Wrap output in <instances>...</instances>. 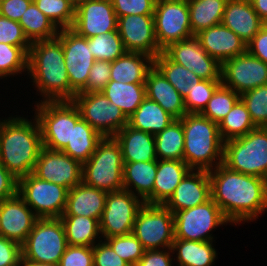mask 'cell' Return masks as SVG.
<instances>
[{"label":"cell","instance_id":"1","mask_svg":"<svg viewBox=\"0 0 267 266\" xmlns=\"http://www.w3.org/2000/svg\"><path fill=\"white\" fill-rule=\"evenodd\" d=\"M209 170L211 198L229 222L257 218L267 208V180L223 164Z\"/></svg>","mask_w":267,"mask_h":266},{"label":"cell","instance_id":"2","mask_svg":"<svg viewBox=\"0 0 267 266\" xmlns=\"http://www.w3.org/2000/svg\"><path fill=\"white\" fill-rule=\"evenodd\" d=\"M28 71L46 98L44 101H72L76 92L70 87L61 41L56 37L31 43Z\"/></svg>","mask_w":267,"mask_h":266},{"label":"cell","instance_id":"3","mask_svg":"<svg viewBox=\"0 0 267 266\" xmlns=\"http://www.w3.org/2000/svg\"><path fill=\"white\" fill-rule=\"evenodd\" d=\"M35 120V125L21 117L0 122V163L17 179L33 173L43 147Z\"/></svg>","mask_w":267,"mask_h":266},{"label":"cell","instance_id":"4","mask_svg":"<svg viewBox=\"0 0 267 266\" xmlns=\"http://www.w3.org/2000/svg\"><path fill=\"white\" fill-rule=\"evenodd\" d=\"M180 120L184 131L183 161L193 170L209 171L216 159L217 166L222 164L224 142L218 124L200 113H186Z\"/></svg>","mask_w":267,"mask_h":266},{"label":"cell","instance_id":"5","mask_svg":"<svg viewBox=\"0 0 267 266\" xmlns=\"http://www.w3.org/2000/svg\"><path fill=\"white\" fill-rule=\"evenodd\" d=\"M123 166L118 141L114 136L103 137L89 160L82 164V182L106 192L123 190Z\"/></svg>","mask_w":267,"mask_h":266},{"label":"cell","instance_id":"6","mask_svg":"<svg viewBox=\"0 0 267 266\" xmlns=\"http://www.w3.org/2000/svg\"><path fill=\"white\" fill-rule=\"evenodd\" d=\"M222 164L267 180V127H256L243 137L224 142Z\"/></svg>","mask_w":267,"mask_h":266},{"label":"cell","instance_id":"7","mask_svg":"<svg viewBox=\"0 0 267 266\" xmlns=\"http://www.w3.org/2000/svg\"><path fill=\"white\" fill-rule=\"evenodd\" d=\"M67 246L60 218H38L21 245L22 259L57 266Z\"/></svg>","mask_w":267,"mask_h":266},{"label":"cell","instance_id":"8","mask_svg":"<svg viewBox=\"0 0 267 266\" xmlns=\"http://www.w3.org/2000/svg\"><path fill=\"white\" fill-rule=\"evenodd\" d=\"M37 104L38 120L42 146L62 151L71 142L72 124H76L81 115L73 101H41Z\"/></svg>","mask_w":267,"mask_h":266},{"label":"cell","instance_id":"9","mask_svg":"<svg viewBox=\"0 0 267 266\" xmlns=\"http://www.w3.org/2000/svg\"><path fill=\"white\" fill-rule=\"evenodd\" d=\"M132 234L145 250L159 246L171 249L174 241V214L161 204H144L138 211Z\"/></svg>","mask_w":267,"mask_h":266},{"label":"cell","instance_id":"10","mask_svg":"<svg viewBox=\"0 0 267 266\" xmlns=\"http://www.w3.org/2000/svg\"><path fill=\"white\" fill-rule=\"evenodd\" d=\"M68 189L33 173L18 179L17 194L35 210L38 218H60L64 213Z\"/></svg>","mask_w":267,"mask_h":266},{"label":"cell","instance_id":"11","mask_svg":"<svg viewBox=\"0 0 267 266\" xmlns=\"http://www.w3.org/2000/svg\"><path fill=\"white\" fill-rule=\"evenodd\" d=\"M72 101L81 118L103 137L114 136L128 124L121 109L110 103L102 92L76 93Z\"/></svg>","mask_w":267,"mask_h":266},{"label":"cell","instance_id":"12","mask_svg":"<svg viewBox=\"0 0 267 266\" xmlns=\"http://www.w3.org/2000/svg\"><path fill=\"white\" fill-rule=\"evenodd\" d=\"M229 221L210 198L203 204L174 213V238L192 241H212L209 232Z\"/></svg>","mask_w":267,"mask_h":266},{"label":"cell","instance_id":"13","mask_svg":"<svg viewBox=\"0 0 267 266\" xmlns=\"http://www.w3.org/2000/svg\"><path fill=\"white\" fill-rule=\"evenodd\" d=\"M154 27L162 51L172 43L191 38L188 0H156Z\"/></svg>","mask_w":267,"mask_h":266},{"label":"cell","instance_id":"14","mask_svg":"<svg viewBox=\"0 0 267 266\" xmlns=\"http://www.w3.org/2000/svg\"><path fill=\"white\" fill-rule=\"evenodd\" d=\"M134 192H108L100 219V233L105 238L132 233L138 211L145 204Z\"/></svg>","mask_w":267,"mask_h":266},{"label":"cell","instance_id":"15","mask_svg":"<svg viewBox=\"0 0 267 266\" xmlns=\"http://www.w3.org/2000/svg\"><path fill=\"white\" fill-rule=\"evenodd\" d=\"M221 83L239 95L267 85V63L246 51L221 64Z\"/></svg>","mask_w":267,"mask_h":266},{"label":"cell","instance_id":"16","mask_svg":"<svg viewBox=\"0 0 267 266\" xmlns=\"http://www.w3.org/2000/svg\"><path fill=\"white\" fill-rule=\"evenodd\" d=\"M57 38L62 43L70 87L79 93L86 86L89 71L96 60L90 52L87 38L71 28L61 29Z\"/></svg>","mask_w":267,"mask_h":266},{"label":"cell","instance_id":"17","mask_svg":"<svg viewBox=\"0 0 267 266\" xmlns=\"http://www.w3.org/2000/svg\"><path fill=\"white\" fill-rule=\"evenodd\" d=\"M163 53L171 61L184 66L202 80H221V64L201 47L195 35L172 43Z\"/></svg>","mask_w":267,"mask_h":266},{"label":"cell","instance_id":"18","mask_svg":"<svg viewBox=\"0 0 267 266\" xmlns=\"http://www.w3.org/2000/svg\"><path fill=\"white\" fill-rule=\"evenodd\" d=\"M33 174L69 190L82 182V164L63 151L42 147Z\"/></svg>","mask_w":267,"mask_h":266},{"label":"cell","instance_id":"19","mask_svg":"<svg viewBox=\"0 0 267 266\" xmlns=\"http://www.w3.org/2000/svg\"><path fill=\"white\" fill-rule=\"evenodd\" d=\"M118 18L111 0H85L75 9L71 29L78 35L90 38L117 30Z\"/></svg>","mask_w":267,"mask_h":266},{"label":"cell","instance_id":"20","mask_svg":"<svg viewBox=\"0 0 267 266\" xmlns=\"http://www.w3.org/2000/svg\"><path fill=\"white\" fill-rule=\"evenodd\" d=\"M117 29L126 51L145 53L153 58L163 52L155 37L154 15L118 17Z\"/></svg>","mask_w":267,"mask_h":266},{"label":"cell","instance_id":"21","mask_svg":"<svg viewBox=\"0 0 267 266\" xmlns=\"http://www.w3.org/2000/svg\"><path fill=\"white\" fill-rule=\"evenodd\" d=\"M37 219L35 212L18 194L0 201V237L22 245Z\"/></svg>","mask_w":267,"mask_h":266},{"label":"cell","instance_id":"22","mask_svg":"<svg viewBox=\"0 0 267 266\" xmlns=\"http://www.w3.org/2000/svg\"><path fill=\"white\" fill-rule=\"evenodd\" d=\"M192 172V173H191ZM211 198L210 176L207 170H190L171 197L163 204L173 214L203 204Z\"/></svg>","mask_w":267,"mask_h":266},{"label":"cell","instance_id":"23","mask_svg":"<svg viewBox=\"0 0 267 266\" xmlns=\"http://www.w3.org/2000/svg\"><path fill=\"white\" fill-rule=\"evenodd\" d=\"M201 47L220 64L247 51L246 43L222 23L195 35Z\"/></svg>","mask_w":267,"mask_h":266},{"label":"cell","instance_id":"24","mask_svg":"<svg viewBox=\"0 0 267 266\" xmlns=\"http://www.w3.org/2000/svg\"><path fill=\"white\" fill-rule=\"evenodd\" d=\"M221 23L237 34L246 45L265 25L250 0H227Z\"/></svg>","mask_w":267,"mask_h":266},{"label":"cell","instance_id":"25","mask_svg":"<svg viewBox=\"0 0 267 266\" xmlns=\"http://www.w3.org/2000/svg\"><path fill=\"white\" fill-rule=\"evenodd\" d=\"M108 192L81 182L69 189L67 204L62 215H76L100 219L105 208Z\"/></svg>","mask_w":267,"mask_h":266},{"label":"cell","instance_id":"26","mask_svg":"<svg viewBox=\"0 0 267 266\" xmlns=\"http://www.w3.org/2000/svg\"><path fill=\"white\" fill-rule=\"evenodd\" d=\"M145 86L146 97L157 102L175 119H181L187 113L184 98L155 66L148 72Z\"/></svg>","mask_w":267,"mask_h":266},{"label":"cell","instance_id":"27","mask_svg":"<svg viewBox=\"0 0 267 266\" xmlns=\"http://www.w3.org/2000/svg\"><path fill=\"white\" fill-rule=\"evenodd\" d=\"M122 151L123 163L157 160L155 137L151 133L125 125L114 135Z\"/></svg>","mask_w":267,"mask_h":266},{"label":"cell","instance_id":"28","mask_svg":"<svg viewBox=\"0 0 267 266\" xmlns=\"http://www.w3.org/2000/svg\"><path fill=\"white\" fill-rule=\"evenodd\" d=\"M153 67L154 58L150 55L126 51L121 57L111 62L110 80L121 83H145L148 72Z\"/></svg>","mask_w":267,"mask_h":266},{"label":"cell","instance_id":"29","mask_svg":"<svg viewBox=\"0 0 267 266\" xmlns=\"http://www.w3.org/2000/svg\"><path fill=\"white\" fill-rule=\"evenodd\" d=\"M190 170L192 169L184 161L157 160L153 204L163 205Z\"/></svg>","mask_w":267,"mask_h":266},{"label":"cell","instance_id":"30","mask_svg":"<svg viewBox=\"0 0 267 266\" xmlns=\"http://www.w3.org/2000/svg\"><path fill=\"white\" fill-rule=\"evenodd\" d=\"M156 171L157 160L124 163L123 189L133 192L129 189L133 185L138 196H141V200L146 204H153V187Z\"/></svg>","mask_w":267,"mask_h":266},{"label":"cell","instance_id":"31","mask_svg":"<svg viewBox=\"0 0 267 266\" xmlns=\"http://www.w3.org/2000/svg\"><path fill=\"white\" fill-rule=\"evenodd\" d=\"M175 118L157 102L147 97L128 118L129 126L156 135L168 127Z\"/></svg>","mask_w":267,"mask_h":266},{"label":"cell","instance_id":"32","mask_svg":"<svg viewBox=\"0 0 267 266\" xmlns=\"http://www.w3.org/2000/svg\"><path fill=\"white\" fill-rule=\"evenodd\" d=\"M110 103L129 118L146 98L145 83H121L110 80L101 91Z\"/></svg>","mask_w":267,"mask_h":266},{"label":"cell","instance_id":"33","mask_svg":"<svg viewBox=\"0 0 267 266\" xmlns=\"http://www.w3.org/2000/svg\"><path fill=\"white\" fill-rule=\"evenodd\" d=\"M103 136L84 119L72 124L71 142L62 150L72 159L84 164L92 156Z\"/></svg>","mask_w":267,"mask_h":266},{"label":"cell","instance_id":"34","mask_svg":"<svg viewBox=\"0 0 267 266\" xmlns=\"http://www.w3.org/2000/svg\"><path fill=\"white\" fill-rule=\"evenodd\" d=\"M60 219L68 245L89 247L95 245L94 240L100 233V223L97 219L76 215H61Z\"/></svg>","mask_w":267,"mask_h":266},{"label":"cell","instance_id":"35","mask_svg":"<svg viewBox=\"0 0 267 266\" xmlns=\"http://www.w3.org/2000/svg\"><path fill=\"white\" fill-rule=\"evenodd\" d=\"M211 242L174 239L170 252L178 251L180 266H211L216 258Z\"/></svg>","mask_w":267,"mask_h":266},{"label":"cell","instance_id":"36","mask_svg":"<svg viewBox=\"0 0 267 266\" xmlns=\"http://www.w3.org/2000/svg\"><path fill=\"white\" fill-rule=\"evenodd\" d=\"M226 2L227 0H188L193 36L221 23Z\"/></svg>","mask_w":267,"mask_h":266},{"label":"cell","instance_id":"37","mask_svg":"<svg viewBox=\"0 0 267 266\" xmlns=\"http://www.w3.org/2000/svg\"><path fill=\"white\" fill-rule=\"evenodd\" d=\"M23 32L32 43L39 40H50L58 36L54 23L32 2L19 20Z\"/></svg>","mask_w":267,"mask_h":266},{"label":"cell","instance_id":"38","mask_svg":"<svg viewBox=\"0 0 267 266\" xmlns=\"http://www.w3.org/2000/svg\"><path fill=\"white\" fill-rule=\"evenodd\" d=\"M154 137L156 157H160L162 160L183 161L184 131L180 119L172 121L168 127Z\"/></svg>","mask_w":267,"mask_h":266},{"label":"cell","instance_id":"39","mask_svg":"<svg viewBox=\"0 0 267 266\" xmlns=\"http://www.w3.org/2000/svg\"><path fill=\"white\" fill-rule=\"evenodd\" d=\"M154 66L174 86L179 94L185 98L195 84L202 79L184 66L171 61L163 52L154 58Z\"/></svg>","mask_w":267,"mask_h":266},{"label":"cell","instance_id":"40","mask_svg":"<svg viewBox=\"0 0 267 266\" xmlns=\"http://www.w3.org/2000/svg\"><path fill=\"white\" fill-rule=\"evenodd\" d=\"M218 127L219 134L224 142L243 137L256 128L241 99L234 104L230 112L219 122Z\"/></svg>","mask_w":267,"mask_h":266},{"label":"cell","instance_id":"41","mask_svg":"<svg viewBox=\"0 0 267 266\" xmlns=\"http://www.w3.org/2000/svg\"><path fill=\"white\" fill-rule=\"evenodd\" d=\"M88 47L95 60L113 62L121 57L126 49L119 35L118 29L104 34H98L87 38Z\"/></svg>","mask_w":267,"mask_h":266},{"label":"cell","instance_id":"42","mask_svg":"<svg viewBox=\"0 0 267 266\" xmlns=\"http://www.w3.org/2000/svg\"><path fill=\"white\" fill-rule=\"evenodd\" d=\"M239 99L238 93L221 84L200 114L219 124Z\"/></svg>","mask_w":267,"mask_h":266},{"label":"cell","instance_id":"43","mask_svg":"<svg viewBox=\"0 0 267 266\" xmlns=\"http://www.w3.org/2000/svg\"><path fill=\"white\" fill-rule=\"evenodd\" d=\"M36 7L60 29L71 28L76 7L68 0H35Z\"/></svg>","mask_w":267,"mask_h":266},{"label":"cell","instance_id":"44","mask_svg":"<svg viewBox=\"0 0 267 266\" xmlns=\"http://www.w3.org/2000/svg\"><path fill=\"white\" fill-rule=\"evenodd\" d=\"M251 121L256 127H267V85L259 86L240 95Z\"/></svg>","mask_w":267,"mask_h":266},{"label":"cell","instance_id":"45","mask_svg":"<svg viewBox=\"0 0 267 266\" xmlns=\"http://www.w3.org/2000/svg\"><path fill=\"white\" fill-rule=\"evenodd\" d=\"M105 240L116 254L130 266H136L137 262L144 255V247L132 233L106 238Z\"/></svg>","mask_w":267,"mask_h":266},{"label":"cell","instance_id":"46","mask_svg":"<svg viewBox=\"0 0 267 266\" xmlns=\"http://www.w3.org/2000/svg\"><path fill=\"white\" fill-rule=\"evenodd\" d=\"M221 84V80H201L198 84H195L184 98L186 112L201 113Z\"/></svg>","mask_w":267,"mask_h":266},{"label":"cell","instance_id":"47","mask_svg":"<svg viewBox=\"0 0 267 266\" xmlns=\"http://www.w3.org/2000/svg\"><path fill=\"white\" fill-rule=\"evenodd\" d=\"M28 68V54L18 46L0 43V77Z\"/></svg>","mask_w":267,"mask_h":266},{"label":"cell","instance_id":"48","mask_svg":"<svg viewBox=\"0 0 267 266\" xmlns=\"http://www.w3.org/2000/svg\"><path fill=\"white\" fill-rule=\"evenodd\" d=\"M0 43L21 47L29 53L31 42L19 22L0 16Z\"/></svg>","mask_w":267,"mask_h":266},{"label":"cell","instance_id":"49","mask_svg":"<svg viewBox=\"0 0 267 266\" xmlns=\"http://www.w3.org/2000/svg\"><path fill=\"white\" fill-rule=\"evenodd\" d=\"M111 62L97 60L89 71L86 86L79 93L101 92L111 77Z\"/></svg>","mask_w":267,"mask_h":266},{"label":"cell","instance_id":"50","mask_svg":"<svg viewBox=\"0 0 267 266\" xmlns=\"http://www.w3.org/2000/svg\"><path fill=\"white\" fill-rule=\"evenodd\" d=\"M117 18L127 15H154L156 0H111Z\"/></svg>","mask_w":267,"mask_h":266},{"label":"cell","instance_id":"51","mask_svg":"<svg viewBox=\"0 0 267 266\" xmlns=\"http://www.w3.org/2000/svg\"><path fill=\"white\" fill-rule=\"evenodd\" d=\"M57 266H94L93 247L68 245Z\"/></svg>","mask_w":267,"mask_h":266},{"label":"cell","instance_id":"52","mask_svg":"<svg viewBox=\"0 0 267 266\" xmlns=\"http://www.w3.org/2000/svg\"><path fill=\"white\" fill-rule=\"evenodd\" d=\"M94 266H130L105 241L93 246Z\"/></svg>","mask_w":267,"mask_h":266},{"label":"cell","instance_id":"53","mask_svg":"<svg viewBox=\"0 0 267 266\" xmlns=\"http://www.w3.org/2000/svg\"><path fill=\"white\" fill-rule=\"evenodd\" d=\"M21 258V245L0 237V266H19Z\"/></svg>","mask_w":267,"mask_h":266},{"label":"cell","instance_id":"54","mask_svg":"<svg viewBox=\"0 0 267 266\" xmlns=\"http://www.w3.org/2000/svg\"><path fill=\"white\" fill-rule=\"evenodd\" d=\"M31 3L28 0H2L0 2V16L19 22Z\"/></svg>","mask_w":267,"mask_h":266},{"label":"cell","instance_id":"55","mask_svg":"<svg viewBox=\"0 0 267 266\" xmlns=\"http://www.w3.org/2000/svg\"><path fill=\"white\" fill-rule=\"evenodd\" d=\"M247 51L267 63V26L264 25L260 31L247 44Z\"/></svg>","mask_w":267,"mask_h":266},{"label":"cell","instance_id":"56","mask_svg":"<svg viewBox=\"0 0 267 266\" xmlns=\"http://www.w3.org/2000/svg\"><path fill=\"white\" fill-rule=\"evenodd\" d=\"M18 179L0 163V201L17 194Z\"/></svg>","mask_w":267,"mask_h":266},{"label":"cell","instance_id":"57","mask_svg":"<svg viewBox=\"0 0 267 266\" xmlns=\"http://www.w3.org/2000/svg\"><path fill=\"white\" fill-rule=\"evenodd\" d=\"M172 259L170 252L155 250H145L142 258L137 262L136 266H171Z\"/></svg>","mask_w":267,"mask_h":266},{"label":"cell","instance_id":"58","mask_svg":"<svg viewBox=\"0 0 267 266\" xmlns=\"http://www.w3.org/2000/svg\"><path fill=\"white\" fill-rule=\"evenodd\" d=\"M259 18L265 23L267 21V0H250Z\"/></svg>","mask_w":267,"mask_h":266},{"label":"cell","instance_id":"59","mask_svg":"<svg viewBox=\"0 0 267 266\" xmlns=\"http://www.w3.org/2000/svg\"><path fill=\"white\" fill-rule=\"evenodd\" d=\"M23 265V266H52V265H46V264H41V263H35V262H32V261H27V260H23L21 258V261H20V265Z\"/></svg>","mask_w":267,"mask_h":266},{"label":"cell","instance_id":"60","mask_svg":"<svg viewBox=\"0 0 267 266\" xmlns=\"http://www.w3.org/2000/svg\"><path fill=\"white\" fill-rule=\"evenodd\" d=\"M70 3H72L75 7H77L81 2L85 0H68Z\"/></svg>","mask_w":267,"mask_h":266}]
</instances>
